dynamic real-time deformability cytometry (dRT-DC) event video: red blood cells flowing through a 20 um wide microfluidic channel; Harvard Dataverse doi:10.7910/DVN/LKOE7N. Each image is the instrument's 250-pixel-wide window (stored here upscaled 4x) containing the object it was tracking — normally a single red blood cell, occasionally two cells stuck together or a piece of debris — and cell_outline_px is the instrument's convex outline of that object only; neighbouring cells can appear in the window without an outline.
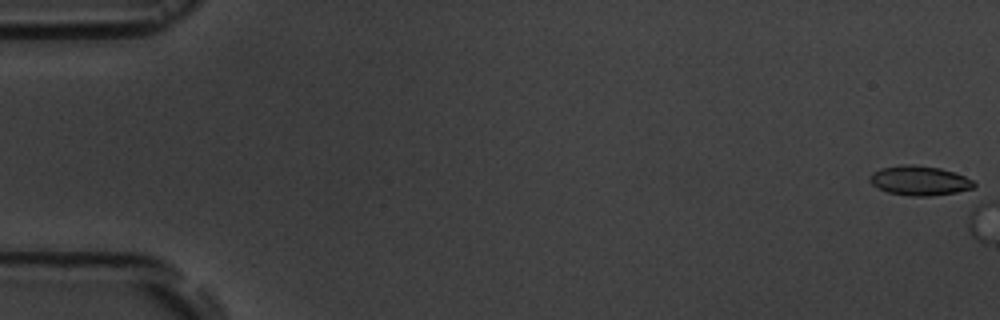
{"species": "common noctule bat (a hibernating species)", "species_latin": "Nyctalus noctula", "temperature_condition": "room temperature", "stored_images_in_passage": 4, "camera_frame_rate_fps": 3000, "um_per_image_px": 0.085, "animal": {"sex": "male", "body_mass_g": 19.5, "forearm_length_mm": 54.6}, "frame": {"image": 1, "passage_image": 1, "time_ms": 0.0, "image_size_px": [1000, 320], "cell_outline_px": [[976, 184], [972, 188], [956, 192], [928, 196], [908, 196], [888, 192], [876, 188], [868, 180], [868, 176], [872, 172], [880, 168], [904, 164], [912, 164], [940, 168], [964, 176], [972, 180]], "centroid_in_image_um": [78.09, 15.35], "position_along_channel_um": 6.9, "area_um2": 17.98}}
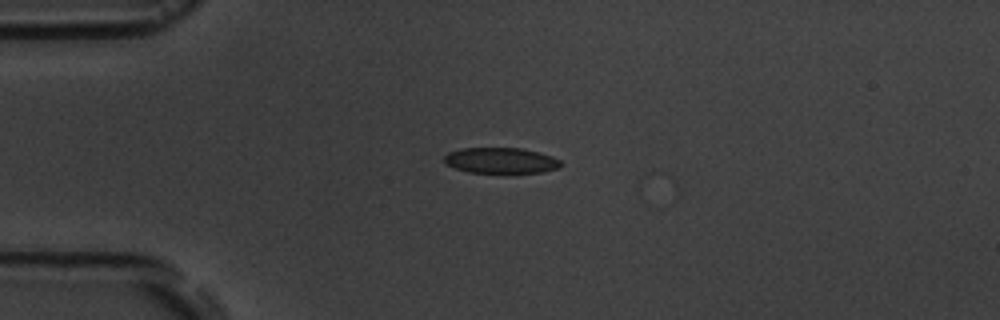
{"frame": {"image": 2, "passage_image": 4, "time_ms": 4.333, "image_size_px": [1000, 320], "cell_outline_px": [[560, 168], [540, 172], [468, 172], [444, 164], [444, 156], [448, 152], [460, 148], [524, 148], [552, 156], [560, 160]], "centroid_in_image_um": [42.54, 13.63], "position_along_channel_um": 42.5, "area_um2": 17.4}}